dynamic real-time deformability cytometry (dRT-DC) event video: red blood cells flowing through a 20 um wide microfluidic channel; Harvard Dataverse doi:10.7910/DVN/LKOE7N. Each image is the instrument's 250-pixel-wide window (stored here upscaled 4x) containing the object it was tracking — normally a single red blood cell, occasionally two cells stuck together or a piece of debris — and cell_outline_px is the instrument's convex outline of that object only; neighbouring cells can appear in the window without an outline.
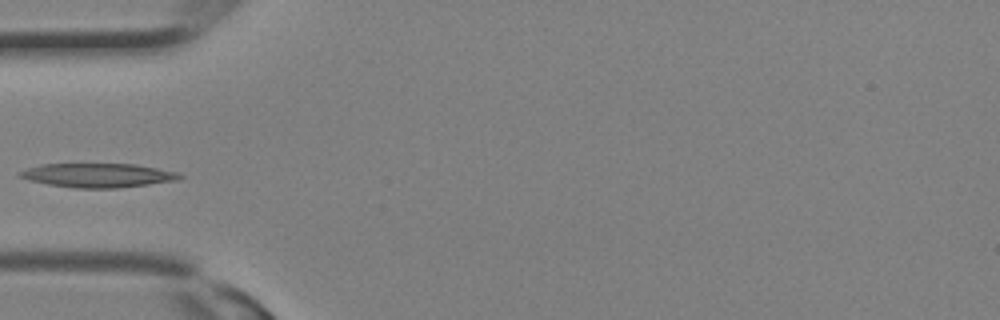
{"species": "Egyptian fruit bat (a non-hibernating species)", "species_latin": "Rousettus aegyptiacus", "temperature_condition": "room temperature", "stored_images_in_passage": 3, "camera_frame_rate_fps": 3000, "um_per_image_px": 0.085, "animal": {"sex": "female"}, "frame": {"image": 1, "passage_image": 2, "time_ms": 0.333, "image_size_px": [1000, 320], "cell_outline_px": [[184, 176], [176, 180], [148, 184], [116, 188], [76, 188], [48, 184], [28, 180], [20, 176], [16, 172], [40, 164], [136, 164], [176, 172]], "centroid_in_image_um": [8.28, 14.9], "position_along_channel_um": 76.7, "area_um2": 22.2}}